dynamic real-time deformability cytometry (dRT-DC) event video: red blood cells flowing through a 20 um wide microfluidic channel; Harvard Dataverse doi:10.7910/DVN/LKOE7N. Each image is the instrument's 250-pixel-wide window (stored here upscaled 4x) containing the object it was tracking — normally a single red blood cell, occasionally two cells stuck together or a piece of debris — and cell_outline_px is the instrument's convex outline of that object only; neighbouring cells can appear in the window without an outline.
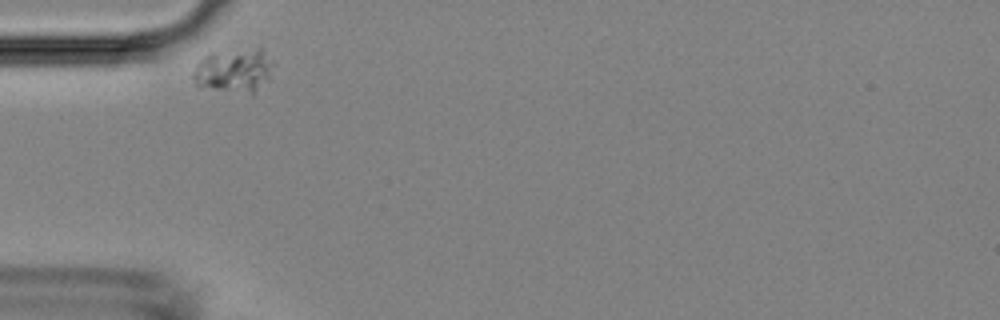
{"species": "Egyptian fruit bat (a non-hibernating species)", "species_latin": "Rousettus aegyptiacus", "temperature_condition": "room temperature", "stored_images_in_passage": 2, "camera_frame_rate_fps": 3000, "um_per_image_px": 0.085, "animal": {"sex": "female"}, "frame": {"image": 1, "passage_image": 1, "time_ms": 0.0, "image_size_px": [1000, 320], "cell_outline_px": [[272, 64], [268, 76], [252, 96], [200, 88], [196, 84], [192, 76], [192, 72], [196, 64], [208, 52], [256, 48], [260, 48], [272, 60]], "centroid_in_image_um": [19.81, 6.03], "position_along_channel_um": 65.2, "area_um2": 20.92}}